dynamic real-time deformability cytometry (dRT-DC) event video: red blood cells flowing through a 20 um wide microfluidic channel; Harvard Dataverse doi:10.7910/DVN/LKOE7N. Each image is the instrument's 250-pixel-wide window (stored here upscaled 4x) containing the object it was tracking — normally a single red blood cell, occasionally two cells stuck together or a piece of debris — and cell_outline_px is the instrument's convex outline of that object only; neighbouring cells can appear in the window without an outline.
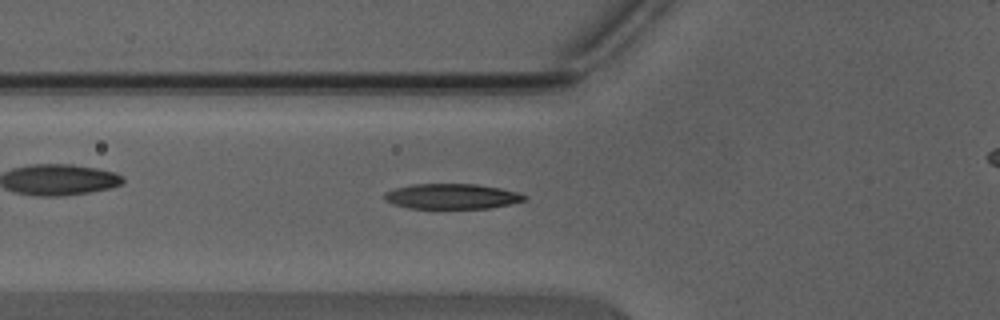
{"species": "Egyptian fruit bat (a non-hibernating species)", "species_latin": "Rousettus aegyptiacus", "temperature_condition": "warm", "stored_images_in_passage": 39, "camera_frame_rate_fps": 3000, "um_per_image_px": 0.085, "animal": {"sex": "male"}, "frame": {"image": 1, "passage_image": 14, "time_ms": 4.333, "image_size_px": [1000, 320], "cell_outline_px": [[528, 200], [488, 208], [408, 208], [392, 204], [384, 200], [384, 192], [396, 188], [412, 184], [476, 184], [500, 188], [516, 192], [528, 196]], "centroid_in_image_um": [38.39, 16.69], "position_along_channel_um": 87.4, "area_um2": 20.58}}
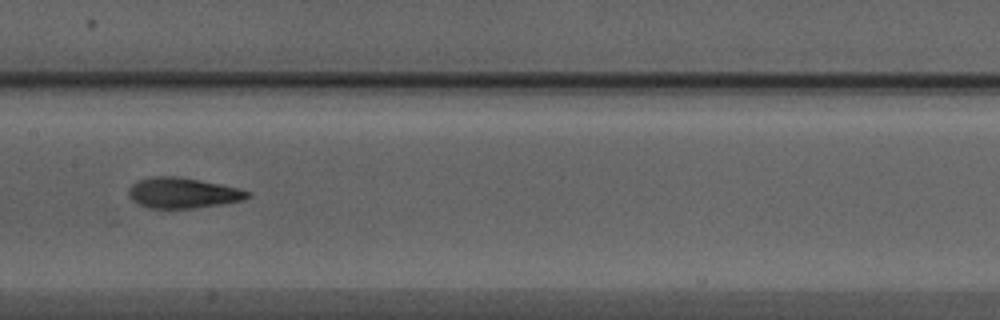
{"frame": {"image": 2, "passage_image": 21, "time_ms": 6.667, "image_size_px": [1000, 320], "cell_outline_px": [[252, 196], [244, 200], [220, 204], [192, 208], [152, 208], [140, 204], [132, 200], [128, 196], [128, 188], [132, 184], [140, 180], [152, 176], [176, 176], [200, 180], [220, 184], [252, 192]], "centroid_in_image_um": [15.54, 16.39], "position_along_channel_um": 191.9, "area_um2": 21.04}}
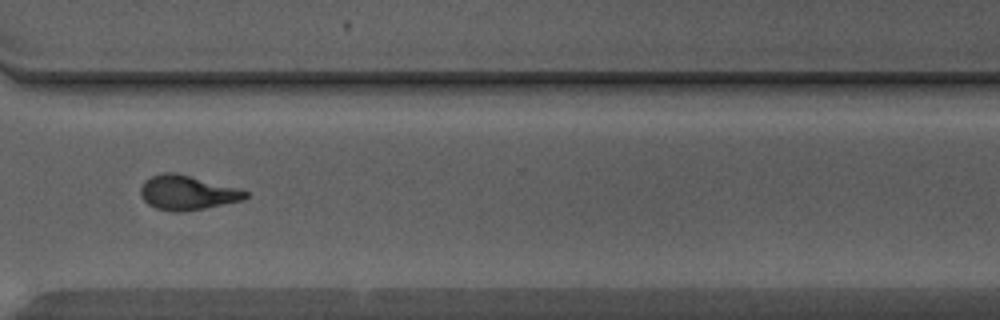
{"frame": {"image": 3, "passage_image": 32, "time_ms": 10.333, "image_size_px": [1000, 320], "cell_outline_px": [[248, 196], [244, 200], [184, 212], [172, 212], [156, 208], [148, 204], [140, 196], [140, 188], [144, 180], [160, 172], [176, 172], [236, 188], [248, 192]], "centroid_in_image_um": [15.87, 16.38], "position_along_channel_um": 354.7, "area_um2": 21.1}}